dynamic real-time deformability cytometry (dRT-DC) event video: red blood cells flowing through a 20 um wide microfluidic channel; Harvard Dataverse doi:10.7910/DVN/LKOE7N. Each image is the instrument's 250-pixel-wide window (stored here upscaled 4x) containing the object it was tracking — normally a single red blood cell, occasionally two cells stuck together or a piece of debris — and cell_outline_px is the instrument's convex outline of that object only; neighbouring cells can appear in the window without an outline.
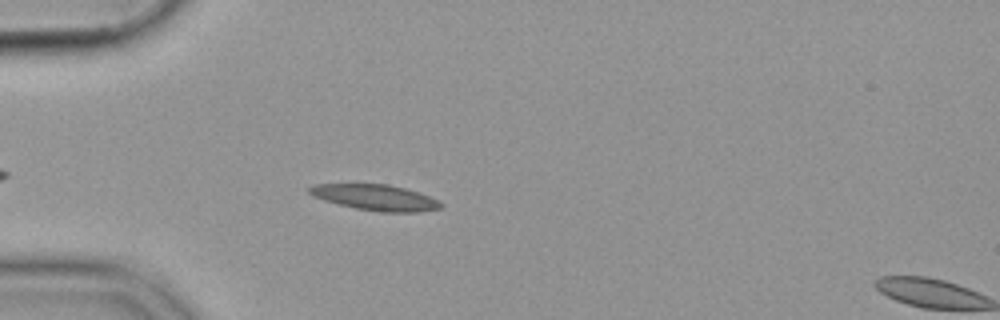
{"species": "common noctule bat (a hibernating species)", "species_latin": "Nyctalus noctula", "temperature_condition": "cold", "stored_images_in_passage": 9, "camera_frame_rate_fps": 3000, "um_per_image_px": 0.085, "animal": {"sex": "female", "body_mass_g": 19.9}, "frame": {"image": 1, "passage_image": 7, "time_ms": 2.0, "image_size_px": [1000, 320], "cell_outline_px": [[444, 204], [440, 208], [420, 212], [380, 212], [356, 208], [324, 200], [312, 196], [308, 192], [308, 188], [316, 184], [388, 184], [420, 192], [440, 200]], "centroid_in_image_um": [31.96, 16.78], "position_along_channel_um": 53.0, "area_um2": 19.83}}